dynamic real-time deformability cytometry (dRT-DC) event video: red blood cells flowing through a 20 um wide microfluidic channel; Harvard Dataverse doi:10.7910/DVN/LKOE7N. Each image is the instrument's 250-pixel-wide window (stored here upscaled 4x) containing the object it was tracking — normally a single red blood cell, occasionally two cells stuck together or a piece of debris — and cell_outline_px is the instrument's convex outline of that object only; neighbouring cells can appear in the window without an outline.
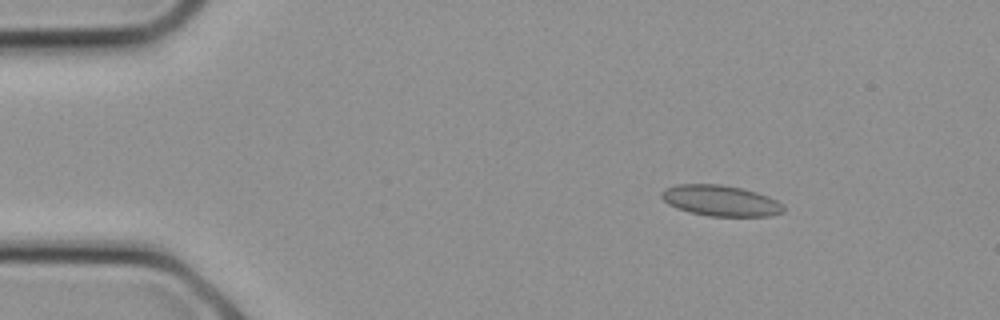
{"species": "common noctule bat (a hibernating species)", "species_latin": "Nyctalus noctula", "temperature_condition": "cold", "stored_images_in_passage": 8, "camera_frame_rate_fps": 3000, "um_per_image_px": 0.085, "animal": {"sex": "female", "body_mass_g": 21.9}, "frame": {"image": 1, "passage_image": 4, "time_ms": 1.0, "image_size_px": [1000, 320], "cell_outline_px": [[784, 212], [772, 216], [708, 216], [676, 208], [668, 204], [660, 196], [660, 192], [664, 188], [676, 184], [720, 184], [740, 188], [756, 192], [768, 196], [784, 204]], "centroid_in_image_um": [61.24, 17.05], "position_along_channel_um": 23.8, "area_um2": 22.02}}